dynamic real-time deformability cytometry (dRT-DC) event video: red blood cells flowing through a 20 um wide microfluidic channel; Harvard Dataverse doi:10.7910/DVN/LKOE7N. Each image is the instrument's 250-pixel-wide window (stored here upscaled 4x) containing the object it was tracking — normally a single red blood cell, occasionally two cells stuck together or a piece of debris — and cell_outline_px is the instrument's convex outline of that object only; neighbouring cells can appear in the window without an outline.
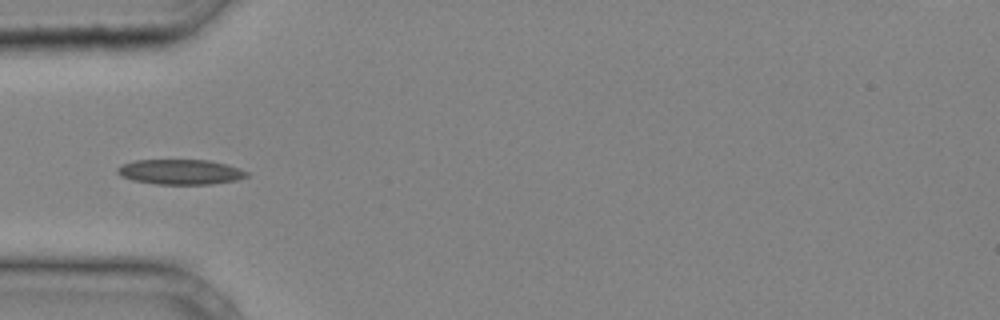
{"species": "common noctule bat (a hibernating species)", "species_latin": "Nyctalus noctula", "temperature_condition": "cold", "stored_images_in_passage": 28, "camera_frame_rate_fps": 3000, "um_per_image_px": 0.085, "animal": {"sex": "male", "body_mass_g": 20.4}, "frame": {"image": 1, "passage_image": 1, "time_ms": 0.0, "image_size_px": [1000, 320], "cell_outline_px": [[248, 176], [236, 180], [212, 184], [156, 184], [132, 180], [120, 176], [116, 172], [116, 168], [124, 164], [136, 160], [208, 160], [240, 168], [248, 172]], "centroid_in_image_um": [15.32, 14.62], "position_along_channel_um": 69.7, "area_um2": 18.84}}
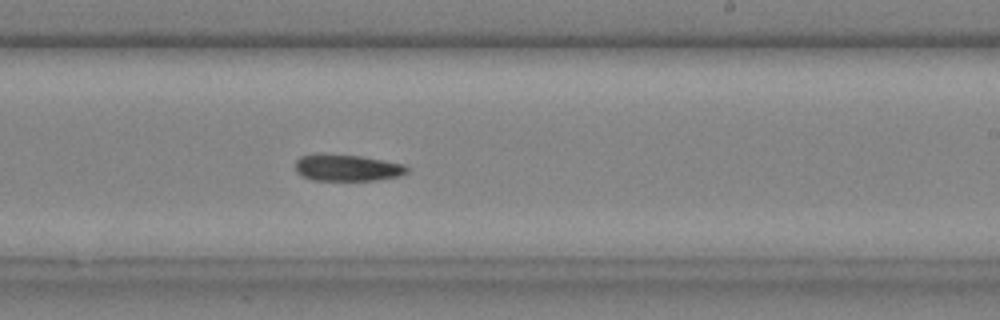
{"frame": {"image": 2, "passage_image": 13, "time_ms": 4.0, "image_size_px": [1000, 320], "cell_outline_px": [[408, 172], [400, 176], [376, 180], [312, 180], [296, 172], [296, 160], [300, 156], [316, 152], [324, 152], [364, 156], [404, 164], [408, 168]], "centroid_in_image_um": [29.48, 14.22], "position_along_channel_um": 259.5, "area_um2": 17.8}}